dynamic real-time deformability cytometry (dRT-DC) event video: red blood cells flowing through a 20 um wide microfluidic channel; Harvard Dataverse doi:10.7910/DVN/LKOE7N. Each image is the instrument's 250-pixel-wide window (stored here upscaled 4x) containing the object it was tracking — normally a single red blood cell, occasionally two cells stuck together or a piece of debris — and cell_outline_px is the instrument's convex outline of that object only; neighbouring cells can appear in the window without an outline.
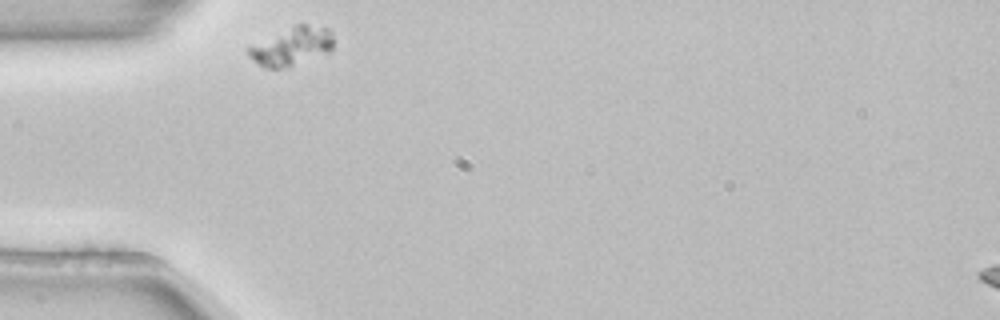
{"species": "common noctule bat (a hibernating species)", "species_latin": "Nyctalus noctula", "temperature_condition": "room temperature", "stored_images_in_passage": 31, "camera_frame_rate_fps": 3000, "um_per_image_px": 0.085, "animal": {"sex": "female", "body_mass_g": 22.7, "forearm_length_mm": 54.2}, "frame": {"image": 1, "passage_image": 1, "time_ms": 0.0, "image_size_px": [1000, 320], "cell_outline_px": [[332, 48], [328, 52], [288, 68], [264, 68], [248, 56], [248, 48], [296, 24], [308, 24], [328, 28], [332, 32]], "centroid_in_image_um": [24.83, 3.95], "position_along_channel_um": 60.2, "area_um2": 18.55}}
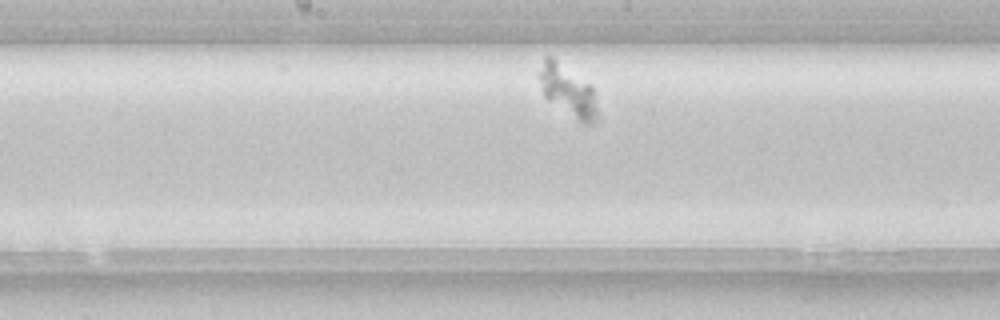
{"frame": {"image": 2, "passage_image": 14, "time_ms": 4.333, "image_size_px": [1000, 320], "cell_outline_px": [[596, 120], [592, 124], [584, 124], [548, 100], [544, 96], [536, 76], [536, 72], [544, 56], [552, 56], [592, 84], [596, 108]], "centroid_in_image_um": [48.2, 7.64], "position_along_channel_um": 200.0, "area_um2": 17.69}}
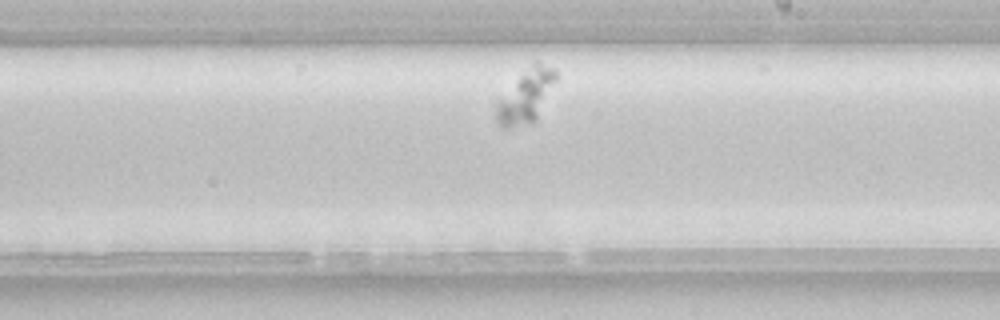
{"frame": {"image": 3, "passage_image": 18, "time_ms": 5.667, "image_size_px": [1000, 320], "cell_outline_px": [[556, 80], [536, 120], [532, 124], [508, 128], [504, 128], [496, 120], [496, 104], [520, 76], [536, 60], [552, 68], [556, 72]], "centroid_in_image_um": [44.72, 8.22], "position_along_channel_um": 244.3, "area_um2": 17.8}}